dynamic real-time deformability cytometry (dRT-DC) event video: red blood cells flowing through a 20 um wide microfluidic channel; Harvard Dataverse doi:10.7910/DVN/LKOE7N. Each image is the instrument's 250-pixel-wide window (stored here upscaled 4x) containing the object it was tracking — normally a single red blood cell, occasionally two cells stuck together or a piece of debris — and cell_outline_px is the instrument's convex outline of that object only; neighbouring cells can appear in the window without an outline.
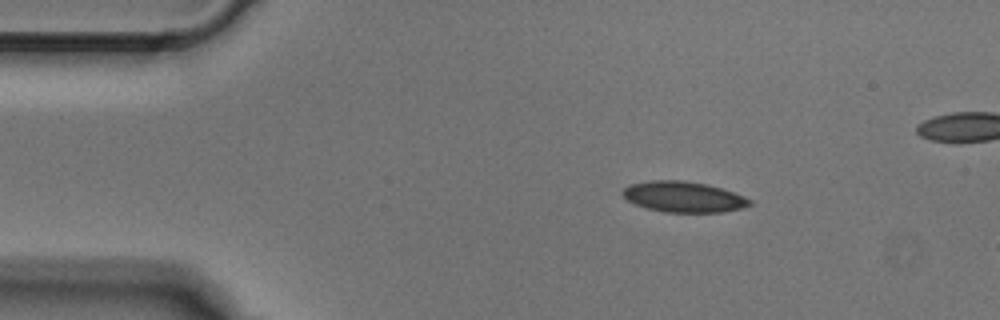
{"species": "Egyptian fruit bat (a non-hibernating species)", "species_latin": "Rousettus aegyptiacus", "temperature_condition": "cold", "stored_images_in_passage": 3, "camera_frame_rate_fps": 3000, "um_per_image_px": 0.085, "animal": {"sex": "male"}, "frame": {"image": 1, "passage_image": 1, "time_ms": 0.0, "image_size_px": [1000, 320], "cell_outline_px": [[752, 204], [744, 208], [724, 212], [664, 212], [648, 208], [636, 204], [628, 200], [620, 192], [624, 188], [632, 184], [652, 180], [680, 180], [708, 184], [744, 196], [752, 200]], "centroid_in_image_um": [58.13, 16.73], "position_along_channel_um": 26.9, "area_um2": 22.66}}